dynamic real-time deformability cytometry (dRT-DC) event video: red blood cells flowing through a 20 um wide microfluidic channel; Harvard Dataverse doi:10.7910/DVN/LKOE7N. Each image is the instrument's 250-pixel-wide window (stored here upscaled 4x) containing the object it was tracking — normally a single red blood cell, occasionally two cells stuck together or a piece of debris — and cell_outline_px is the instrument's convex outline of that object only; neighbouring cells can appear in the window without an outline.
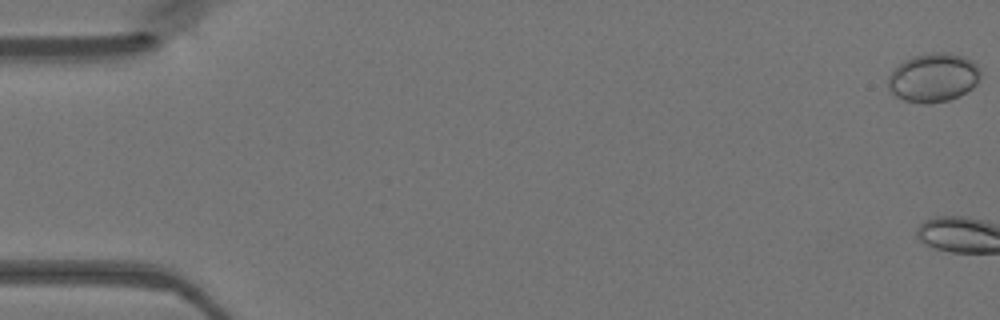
{"species": "Egyptian fruit bat (a non-hibernating species)", "species_latin": "Rousettus aegyptiacus", "temperature_condition": "warm", "stored_images_in_passage": 4, "camera_frame_rate_fps": 3000, "um_per_image_px": 0.085, "animal": {"sex": "female"}, "frame": {"image": 1, "passage_image": 1, "time_ms": 0.0, "image_size_px": [1000, 320], "cell_outline_px": [[980, 76], [976, 84], [972, 88], [960, 96], [948, 100], [928, 104], [924, 104], [904, 100], [896, 96], [888, 88], [888, 76], [904, 60], [912, 56], [932, 52], [944, 52], [964, 56], [972, 60], [980, 68]], "centroid_in_image_um": [79.35, 6.59], "position_along_channel_um": 5.6, "area_um2": 26.36}}